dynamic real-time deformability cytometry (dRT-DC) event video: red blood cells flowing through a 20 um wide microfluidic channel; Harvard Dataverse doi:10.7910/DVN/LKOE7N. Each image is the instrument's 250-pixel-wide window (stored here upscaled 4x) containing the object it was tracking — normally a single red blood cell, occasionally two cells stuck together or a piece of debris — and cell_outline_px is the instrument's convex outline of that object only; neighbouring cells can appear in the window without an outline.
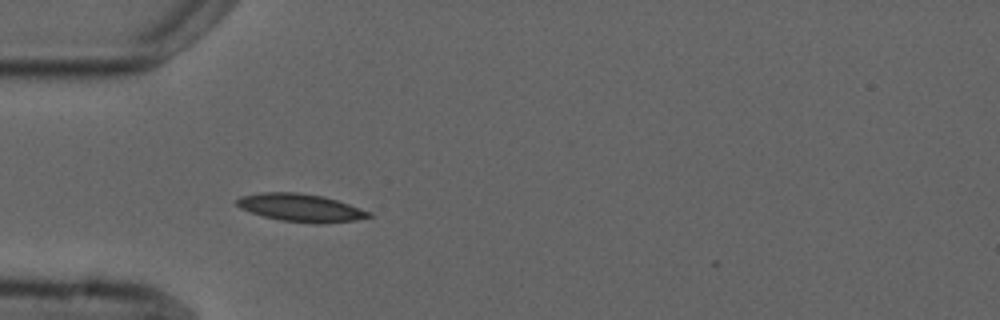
{"species": "common noctule bat (a hibernating species)", "species_latin": "Nyctalus noctula", "temperature_condition": "cold", "stored_images_in_passage": 3, "camera_frame_rate_fps": 3000, "um_per_image_px": 0.085, "animal": {"sex": "male", "forearm_length_mm": 52.5}, "frame": {"image": 1, "passage_image": 3, "time_ms": 2.667, "image_size_px": [1000, 320], "cell_outline_px": [[372, 216], [356, 220], [320, 224], [316, 224], [280, 220], [264, 216], [240, 208], [236, 204], [236, 200], [240, 196], [260, 192], [300, 192], [324, 196], [372, 212]], "centroid_in_image_um": [25.56, 17.65], "position_along_channel_um": 59.4, "area_um2": 21.44}}